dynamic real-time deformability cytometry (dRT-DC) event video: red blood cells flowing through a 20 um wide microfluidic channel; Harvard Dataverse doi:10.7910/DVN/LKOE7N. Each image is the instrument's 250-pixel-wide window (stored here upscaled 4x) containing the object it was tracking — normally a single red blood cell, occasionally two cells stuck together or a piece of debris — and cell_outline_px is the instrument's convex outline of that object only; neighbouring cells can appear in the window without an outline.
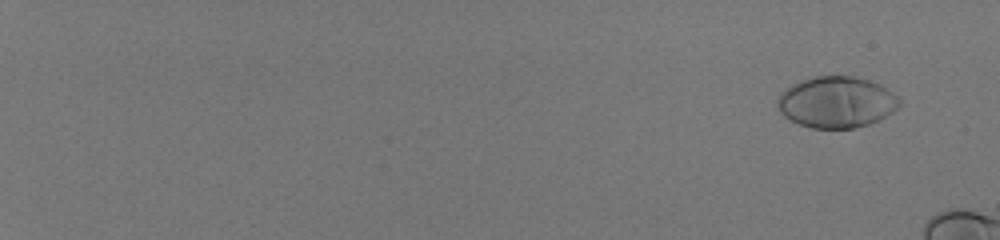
{"species": "human", "species_latin": "Homo sapiens", "temperature_condition": "room temperature", "stored_images_in_passage": 25, "camera_frame_rate_fps": 3000, "um_per_image_px": 0.085, "donor": {"sex": "male"}, "frame": {"image": 1, "passage_image": 5, "time_ms": 1.333, "image_size_px": [1000, 240], "cell_outline_px": [[900, 104], [892, 112], [880, 120], [868, 124], [852, 128], [812, 128], [800, 124], [784, 116], [776, 108], [776, 100], [780, 92], [792, 84], [800, 80], [812, 76], [852, 76], [868, 80], [880, 84], [900, 96]], "centroid_in_image_um": [71.09, 8.67], "position_along_channel_um": 13.9, "area_um2": 36.7}}
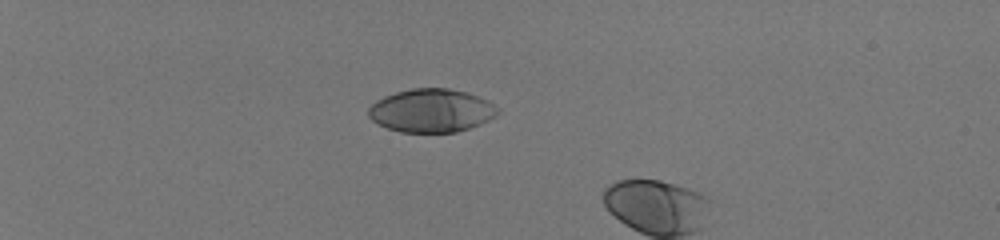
{"frame": {"image": 2, "passage_image": 21, "time_ms": 6.667, "image_size_px": [1000, 240], "cell_outline_px": [[500, 112], [496, 116], [480, 124], [456, 132], [400, 132], [376, 124], [368, 116], [368, 108], [376, 100], [384, 96], [396, 92], [412, 88], [448, 88], [468, 92], [488, 100], [500, 108]], "centroid_in_image_um": [36.68, 9.39], "position_along_channel_um": 48.3, "area_um2": 32.89}}